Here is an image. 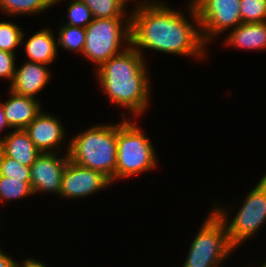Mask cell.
Segmentation results:
<instances>
[{
	"label": "cell",
	"instance_id": "cell-8",
	"mask_svg": "<svg viewBox=\"0 0 266 267\" xmlns=\"http://www.w3.org/2000/svg\"><path fill=\"white\" fill-rule=\"evenodd\" d=\"M198 15L204 42L242 23L240 0H191Z\"/></svg>",
	"mask_w": 266,
	"mask_h": 267
},
{
	"label": "cell",
	"instance_id": "cell-17",
	"mask_svg": "<svg viewBox=\"0 0 266 267\" xmlns=\"http://www.w3.org/2000/svg\"><path fill=\"white\" fill-rule=\"evenodd\" d=\"M54 5V0H0V11L6 15H36Z\"/></svg>",
	"mask_w": 266,
	"mask_h": 267
},
{
	"label": "cell",
	"instance_id": "cell-21",
	"mask_svg": "<svg viewBox=\"0 0 266 267\" xmlns=\"http://www.w3.org/2000/svg\"><path fill=\"white\" fill-rule=\"evenodd\" d=\"M11 21L0 22V50L15 54V49L22 43L23 29Z\"/></svg>",
	"mask_w": 266,
	"mask_h": 267
},
{
	"label": "cell",
	"instance_id": "cell-26",
	"mask_svg": "<svg viewBox=\"0 0 266 267\" xmlns=\"http://www.w3.org/2000/svg\"><path fill=\"white\" fill-rule=\"evenodd\" d=\"M15 267H47L46 264L42 263L35 258H25L24 261L15 263Z\"/></svg>",
	"mask_w": 266,
	"mask_h": 267
},
{
	"label": "cell",
	"instance_id": "cell-16",
	"mask_svg": "<svg viewBox=\"0 0 266 267\" xmlns=\"http://www.w3.org/2000/svg\"><path fill=\"white\" fill-rule=\"evenodd\" d=\"M224 45L244 50H266V21L259 23H240L230 29Z\"/></svg>",
	"mask_w": 266,
	"mask_h": 267
},
{
	"label": "cell",
	"instance_id": "cell-31",
	"mask_svg": "<svg viewBox=\"0 0 266 267\" xmlns=\"http://www.w3.org/2000/svg\"><path fill=\"white\" fill-rule=\"evenodd\" d=\"M61 0H54V5L59 3Z\"/></svg>",
	"mask_w": 266,
	"mask_h": 267
},
{
	"label": "cell",
	"instance_id": "cell-22",
	"mask_svg": "<svg viewBox=\"0 0 266 267\" xmlns=\"http://www.w3.org/2000/svg\"><path fill=\"white\" fill-rule=\"evenodd\" d=\"M67 6L66 25L86 28L94 20L90 8L82 0H70Z\"/></svg>",
	"mask_w": 266,
	"mask_h": 267
},
{
	"label": "cell",
	"instance_id": "cell-4",
	"mask_svg": "<svg viewBox=\"0 0 266 267\" xmlns=\"http://www.w3.org/2000/svg\"><path fill=\"white\" fill-rule=\"evenodd\" d=\"M117 123V164L115 182L155 169L157 155L144 131L124 113Z\"/></svg>",
	"mask_w": 266,
	"mask_h": 267
},
{
	"label": "cell",
	"instance_id": "cell-30",
	"mask_svg": "<svg viewBox=\"0 0 266 267\" xmlns=\"http://www.w3.org/2000/svg\"><path fill=\"white\" fill-rule=\"evenodd\" d=\"M2 155H3V144H2L1 137H0V160H1Z\"/></svg>",
	"mask_w": 266,
	"mask_h": 267
},
{
	"label": "cell",
	"instance_id": "cell-6",
	"mask_svg": "<svg viewBox=\"0 0 266 267\" xmlns=\"http://www.w3.org/2000/svg\"><path fill=\"white\" fill-rule=\"evenodd\" d=\"M85 32L82 56L98 68L130 45V18H94L85 28ZM122 44L126 46L123 49Z\"/></svg>",
	"mask_w": 266,
	"mask_h": 267
},
{
	"label": "cell",
	"instance_id": "cell-12",
	"mask_svg": "<svg viewBox=\"0 0 266 267\" xmlns=\"http://www.w3.org/2000/svg\"><path fill=\"white\" fill-rule=\"evenodd\" d=\"M51 71L47 65L25 61L19 68H16L13 82L10 88L13 93L20 96L37 97L51 79Z\"/></svg>",
	"mask_w": 266,
	"mask_h": 267
},
{
	"label": "cell",
	"instance_id": "cell-27",
	"mask_svg": "<svg viewBox=\"0 0 266 267\" xmlns=\"http://www.w3.org/2000/svg\"><path fill=\"white\" fill-rule=\"evenodd\" d=\"M13 258L14 257L0 250V267H15L16 260Z\"/></svg>",
	"mask_w": 266,
	"mask_h": 267
},
{
	"label": "cell",
	"instance_id": "cell-19",
	"mask_svg": "<svg viewBox=\"0 0 266 267\" xmlns=\"http://www.w3.org/2000/svg\"><path fill=\"white\" fill-rule=\"evenodd\" d=\"M33 194L30 182H22V179L0 176V202L17 200Z\"/></svg>",
	"mask_w": 266,
	"mask_h": 267
},
{
	"label": "cell",
	"instance_id": "cell-18",
	"mask_svg": "<svg viewBox=\"0 0 266 267\" xmlns=\"http://www.w3.org/2000/svg\"><path fill=\"white\" fill-rule=\"evenodd\" d=\"M57 47L82 55L85 48V28L63 24L58 31Z\"/></svg>",
	"mask_w": 266,
	"mask_h": 267
},
{
	"label": "cell",
	"instance_id": "cell-10",
	"mask_svg": "<svg viewBox=\"0 0 266 267\" xmlns=\"http://www.w3.org/2000/svg\"><path fill=\"white\" fill-rule=\"evenodd\" d=\"M41 153L30 166V185L33 193L49 192L60 196L63 171L69 161L68 153Z\"/></svg>",
	"mask_w": 266,
	"mask_h": 267
},
{
	"label": "cell",
	"instance_id": "cell-13",
	"mask_svg": "<svg viewBox=\"0 0 266 267\" xmlns=\"http://www.w3.org/2000/svg\"><path fill=\"white\" fill-rule=\"evenodd\" d=\"M9 99L3 104L6 122L12 129H25L42 111V105L37 98L20 96L8 91Z\"/></svg>",
	"mask_w": 266,
	"mask_h": 267
},
{
	"label": "cell",
	"instance_id": "cell-9",
	"mask_svg": "<svg viewBox=\"0 0 266 267\" xmlns=\"http://www.w3.org/2000/svg\"><path fill=\"white\" fill-rule=\"evenodd\" d=\"M111 184V181L102 173L69 160L63 171L60 197L80 199L88 195L92 196Z\"/></svg>",
	"mask_w": 266,
	"mask_h": 267
},
{
	"label": "cell",
	"instance_id": "cell-29",
	"mask_svg": "<svg viewBox=\"0 0 266 267\" xmlns=\"http://www.w3.org/2000/svg\"><path fill=\"white\" fill-rule=\"evenodd\" d=\"M117 1H119L125 8H127V3H128V1H131V0H117ZM132 1H134V0H132Z\"/></svg>",
	"mask_w": 266,
	"mask_h": 267
},
{
	"label": "cell",
	"instance_id": "cell-7",
	"mask_svg": "<svg viewBox=\"0 0 266 267\" xmlns=\"http://www.w3.org/2000/svg\"><path fill=\"white\" fill-rule=\"evenodd\" d=\"M245 198L231 221L228 220V208L219 207V204L213 207V211L224 222L229 241L235 248L255 236L266 222V174Z\"/></svg>",
	"mask_w": 266,
	"mask_h": 267
},
{
	"label": "cell",
	"instance_id": "cell-5",
	"mask_svg": "<svg viewBox=\"0 0 266 267\" xmlns=\"http://www.w3.org/2000/svg\"><path fill=\"white\" fill-rule=\"evenodd\" d=\"M210 212L192 240L182 267H220L235 251L224 222L213 210Z\"/></svg>",
	"mask_w": 266,
	"mask_h": 267
},
{
	"label": "cell",
	"instance_id": "cell-11",
	"mask_svg": "<svg viewBox=\"0 0 266 267\" xmlns=\"http://www.w3.org/2000/svg\"><path fill=\"white\" fill-rule=\"evenodd\" d=\"M25 130L41 153H59L62 142L66 138L61 121L47 112L44 113L43 110Z\"/></svg>",
	"mask_w": 266,
	"mask_h": 267
},
{
	"label": "cell",
	"instance_id": "cell-23",
	"mask_svg": "<svg viewBox=\"0 0 266 267\" xmlns=\"http://www.w3.org/2000/svg\"><path fill=\"white\" fill-rule=\"evenodd\" d=\"M242 23L266 21V0H240Z\"/></svg>",
	"mask_w": 266,
	"mask_h": 267
},
{
	"label": "cell",
	"instance_id": "cell-2",
	"mask_svg": "<svg viewBox=\"0 0 266 267\" xmlns=\"http://www.w3.org/2000/svg\"><path fill=\"white\" fill-rule=\"evenodd\" d=\"M145 57L131 44L96 68V79L111 103L139 116L148 108L150 84Z\"/></svg>",
	"mask_w": 266,
	"mask_h": 267
},
{
	"label": "cell",
	"instance_id": "cell-20",
	"mask_svg": "<svg viewBox=\"0 0 266 267\" xmlns=\"http://www.w3.org/2000/svg\"><path fill=\"white\" fill-rule=\"evenodd\" d=\"M82 1L90 8L94 18H131L127 17L125 7L117 0Z\"/></svg>",
	"mask_w": 266,
	"mask_h": 267
},
{
	"label": "cell",
	"instance_id": "cell-32",
	"mask_svg": "<svg viewBox=\"0 0 266 267\" xmlns=\"http://www.w3.org/2000/svg\"><path fill=\"white\" fill-rule=\"evenodd\" d=\"M261 267H266V262L261 265Z\"/></svg>",
	"mask_w": 266,
	"mask_h": 267
},
{
	"label": "cell",
	"instance_id": "cell-25",
	"mask_svg": "<svg viewBox=\"0 0 266 267\" xmlns=\"http://www.w3.org/2000/svg\"><path fill=\"white\" fill-rule=\"evenodd\" d=\"M15 57L16 54L14 53L0 50V78H6V80H10L11 83L13 82L17 68Z\"/></svg>",
	"mask_w": 266,
	"mask_h": 267
},
{
	"label": "cell",
	"instance_id": "cell-24",
	"mask_svg": "<svg viewBox=\"0 0 266 267\" xmlns=\"http://www.w3.org/2000/svg\"><path fill=\"white\" fill-rule=\"evenodd\" d=\"M0 176L22 179V182H30V167L22 165L3 154L0 160Z\"/></svg>",
	"mask_w": 266,
	"mask_h": 267
},
{
	"label": "cell",
	"instance_id": "cell-1",
	"mask_svg": "<svg viewBox=\"0 0 266 267\" xmlns=\"http://www.w3.org/2000/svg\"><path fill=\"white\" fill-rule=\"evenodd\" d=\"M141 1H136L137 6L130 14V44L142 56L143 49H151L165 54L191 56L197 60L206 57L208 44L203 40L198 15L191 1L186 12L193 22L164 2Z\"/></svg>",
	"mask_w": 266,
	"mask_h": 267
},
{
	"label": "cell",
	"instance_id": "cell-15",
	"mask_svg": "<svg viewBox=\"0 0 266 267\" xmlns=\"http://www.w3.org/2000/svg\"><path fill=\"white\" fill-rule=\"evenodd\" d=\"M1 140L3 154L22 165L30 167L41 154L25 129H13V131L1 137Z\"/></svg>",
	"mask_w": 266,
	"mask_h": 267
},
{
	"label": "cell",
	"instance_id": "cell-14",
	"mask_svg": "<svg viewBox=\"0 0 266 267\" xmlns=\"http://www.w3.org/2000/svg\"><path fill=\"white\" fill-rule=\"evenodd\" d=\"M25 32L22 36V43L25 45V54L27 61L40 63L44 65H51L57 55V39L55 38L53 31L50 28H42L38 32H35L32 36L24 40Z\"/></svg>",
	"mask_w": 266,
	"mask_h": 267
},
{
	"label": "cell",
	"instance_id": "cell-28",
	"mask_svg": "<svg viewBox=\"0 0 266 267\" xmlns=\"http://www.w3.org/2000/svg\"><path fill=\"white\" fill-rule=\"evenodd\" d=\"M5 128H10V127L8 126L6 122L4 110H3V104L0 101V132Z\"/></svg>",
	"mask_w": 266,
	"mask_h": 267
},
{
	"label": "cell",
	"instance_id": "cell-3",
	"mask_svg": "<svg viewBox=\"0 0 266 267\" xmlns=\"http://www.w3.org/2000/svg\"><path fill=\"white\" fill-rule=\"evenodd\" d=\"M66 153L72 162L98 171L111 183L115 182L117 164V123L98 124L77 135L68 142Z\"/></svg>",
	"mask_w": 266,
	"mask_h": 267
}]
</instances>
